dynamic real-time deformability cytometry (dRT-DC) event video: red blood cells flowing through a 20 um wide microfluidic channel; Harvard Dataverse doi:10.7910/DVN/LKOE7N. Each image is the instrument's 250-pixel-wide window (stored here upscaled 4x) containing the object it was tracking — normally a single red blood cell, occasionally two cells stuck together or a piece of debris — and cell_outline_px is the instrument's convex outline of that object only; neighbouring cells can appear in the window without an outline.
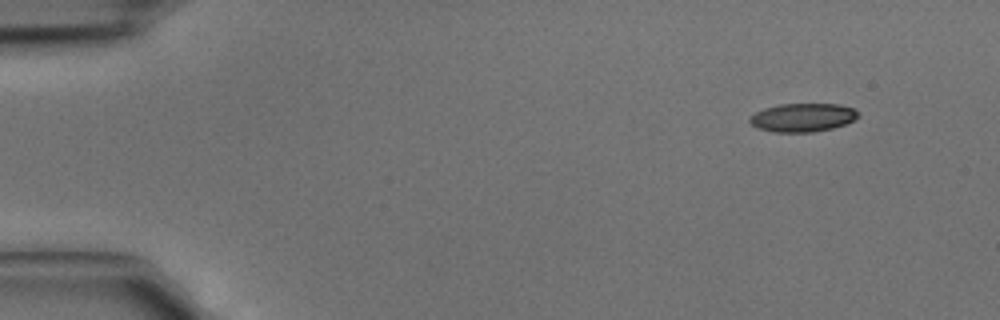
{"species": "common noctule bat (a hibernating species)", "species_latin": "Nyctalus noctula", "temperature_condition": "cold", "stored_images_in_passage": 3, "camera_frame_rate_fps": 3000, "um_per_image_px": 0.085, "animal": {"sex": "male", "body_mass_g": 15.6}, "frame": {"image": 1, "passage_image": 1, "time_ms": 0.0, "image_size_px": [1000, 320], "cell_outline_px": [[860, 116], [844, 124], [832, 128], [812, 132], [772, 132], [756, 128], [748, 120], [756, 112], [764, 108], [780, 104], [840, 104], [852, 108], [860, 112]], "centroid_in_image_um": [68.23, 9.99], "position_along_channel_um": 16.8, "area_um2": 17.98}}